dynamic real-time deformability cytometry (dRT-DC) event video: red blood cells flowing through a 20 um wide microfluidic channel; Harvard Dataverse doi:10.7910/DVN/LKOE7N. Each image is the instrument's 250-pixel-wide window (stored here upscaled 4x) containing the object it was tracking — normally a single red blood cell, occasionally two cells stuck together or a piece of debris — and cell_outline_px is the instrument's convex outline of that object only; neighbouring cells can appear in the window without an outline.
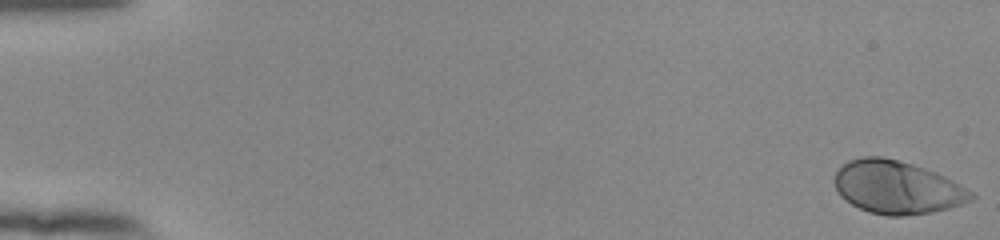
{"species": "human", "species_latin": "Homo sapiens", "temperature_condition": "room temperature", "stored_images_in_passage": 53, "camera_frame_rate_fps": 3000, "um_per_image_px": 0.085, "donor": {"sex": "female"}, "frame": {"image": 1, "passage_image": 1, "time_ms": 0.0, "image_size_px": [1000, 240], "cell_outline_px": [[976, 196], [972, 200], [948, 208], [932, 212], [904, 216], [888, 216], [868, 212], [852, 204], [840, 196], [832, 180], [836, 172], [848, 160], [864, 156], [880, 156], [900, 160], [936, 172], [944, 176], [972, 192]], "centroid_in_image_um": [76.21, 15.92], "position_along_channel_um": 8.8, "area_um2": 42.14}}
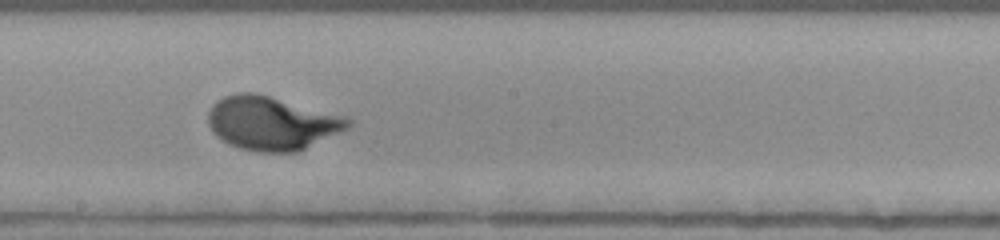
{"frame": {"image": 2, "passage_image": 31, "time_ms": 10.0, "image_size_px": [1000, 240], "cell_outline_px": [[352, 124], [348, 128], [340, 132], [296, 152], [256, 152], [240, 148], [228, 144], [216, 136], [212, 132], [208, 124], [208, 112], [212, 104], [216, 100], [224, 96], [236, 92], [252, 92], [348, 116], [352, 120]], "centroid_in_image_um": [23.08, 10.46], "position_along_channel_um": 225.1, "area_um2": 43.87}}
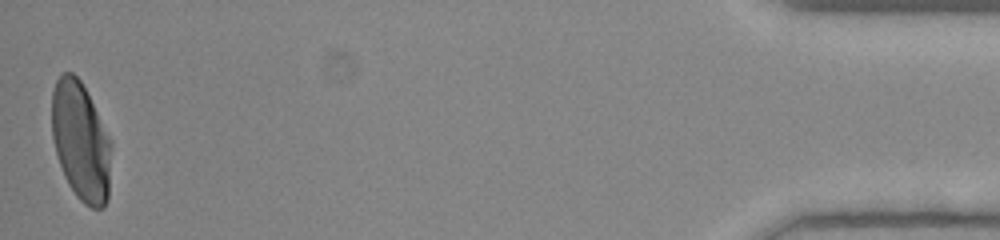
{"frame": {"image": 3, "passage_image": 53, "time_ms": 17.333, "image_size_px": [1000, 240], "cell_outline_px": [[112, 144], [108, 200], [104, 208], [92, 208], [84, 204], [76, 196], [68, 184], [64, 176], [56, 152], [52, 136], [52, 92], [56, 80], [60, 72], [72, 72], [80, 80], [112, 140]], "centroid_in_image_um": [6.88, 12.03], "position_along_channel_um": 428.3, "area_um2": 41.44}, "authors_computed_cell_mechanics": {"area_um2": 40.6912, "velocity_mm_per_s": 3.9119, "shape_relaxation_time_tau1_ms": 2.7642, "shape_relaxation_time_tau2_ms": null, "deformation_change_tau1": 0.19, "deformation_change_tau2": null}}